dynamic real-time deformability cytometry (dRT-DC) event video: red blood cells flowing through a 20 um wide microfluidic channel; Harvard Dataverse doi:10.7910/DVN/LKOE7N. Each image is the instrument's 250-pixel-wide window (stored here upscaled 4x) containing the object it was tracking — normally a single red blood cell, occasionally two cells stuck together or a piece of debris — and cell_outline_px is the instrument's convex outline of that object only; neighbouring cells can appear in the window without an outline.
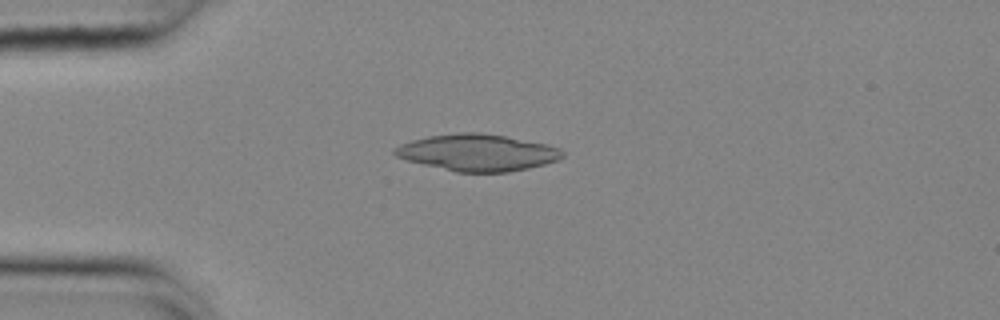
{"species": "common noctule bat (a hibernating species)", "species_latin": "Nyctalus noctula", "temperature_condition": "cold", "stored_images_in_passage": 50, "camera_frame_rate_fps": 3000, "um_per_image_px": 0.085, "animal": {"sex": "female", "body_mass_g": 25.1}, "frame": {"image": 1, "passage_image": 10, "time_ms": 3.0, "image_size_px": [1000, 320], "cell_outline_px": [[564, 156], [556, 160], [544, 164], [528, 168], [508, 172], [456, 172], [408, 160], [396, 156], [392, 152], [400, 144], [412, 140], [428, 136], [460, 132], [476, 132], [504, 136], [548, 144], [560, 148], [564, 152]], "centroid_in_image_um": [40.6, 12.96], "position_along_channel_um": 44.4, "area_um2": 35.6}}
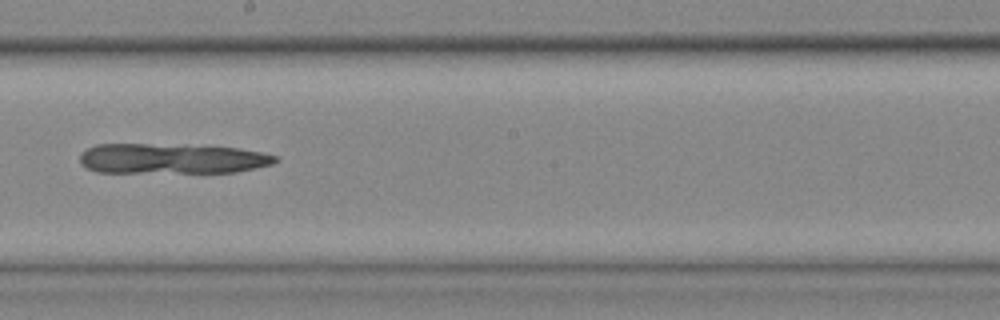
{"frame": {"image": 2, "passage_image": 27, "time_ms": 8.667, "image_size_px": [1000, 320], "cell_outline_px": [[280, 160], [272, 164], [236, 172], [96, 172], [80, 164], [80, 152], [96, 144], [184, 144], [240, 148], [260, 152], [276, 156]], "centroid_in_image_um": [14.59, 13.47], "position_along_channel_um": 233.6, "area_um2": 34.68}}
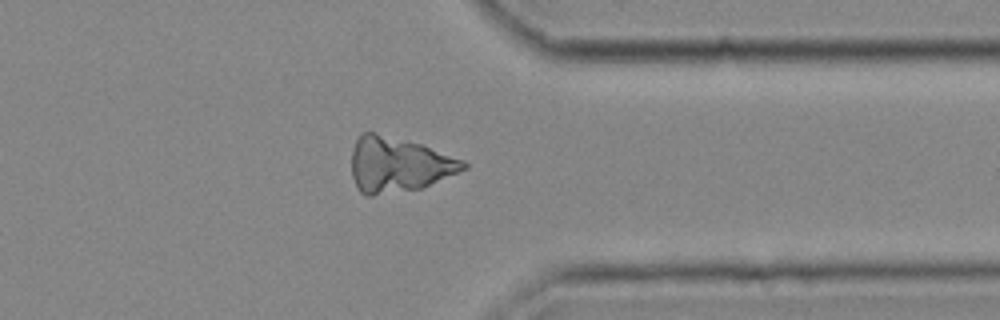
{"frame": {"image": 3, "passage_image": 39, "time_ms": 12.667, "image_size_px": [1000, 320], "cell_outline_px": [[468, 168], [420, 188], [372, 196], [364, 196], [360, 192], [352, 176], [352, 148], [360, 132], [372, 132], [420, 144], [464, 160], [468, 164]], "centroid_in_image_um": [33.84, 14.0], "position_along_channel_um": 377.6, "area_um2": 35.49}}